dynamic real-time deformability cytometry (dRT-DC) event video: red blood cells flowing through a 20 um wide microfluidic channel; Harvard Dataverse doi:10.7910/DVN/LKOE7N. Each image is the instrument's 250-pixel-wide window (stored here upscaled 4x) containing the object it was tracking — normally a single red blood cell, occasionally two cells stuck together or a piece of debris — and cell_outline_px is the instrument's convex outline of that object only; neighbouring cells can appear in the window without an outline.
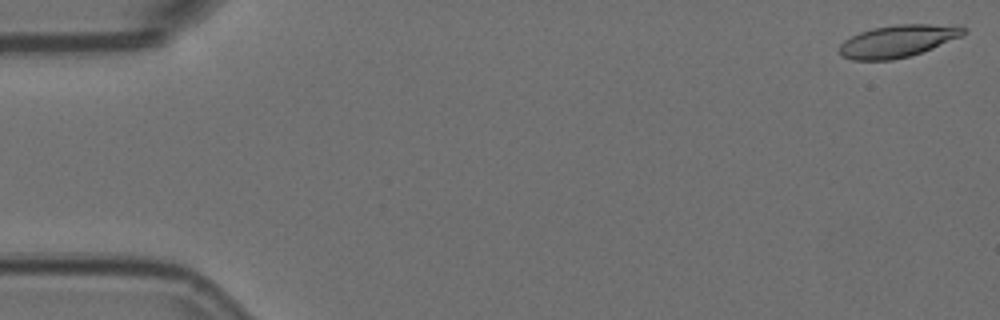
{"species": "Egyptian fruit bat (a non-hibernating species)", "species_latin": "Rousettus aegyptiacus", "temperature_condition": "room temperature", "stored_images_in_passage": 6, "camera_frame_rate_fps": 3000, "um_per_image_px": 0.085, "animal": {"sex": "female"}, "frame": {"image": 1, "passage_image": 1, "time_ms": 0.0, "image_size_px": [1000, 320], "cell_outline_px": [[968, 32], [964, 36], [932, 48], [908, 56], [892, 60], [852, 60], [840, 56], [840, 44], [844, 40], [860, 32], [872, 28], [896, 24], [960, 24], [968, 28]], "centroid_in_image_um": [76.39, 3.47], "position_along_channel_um": 8.6, "area_um2": 23.7}}
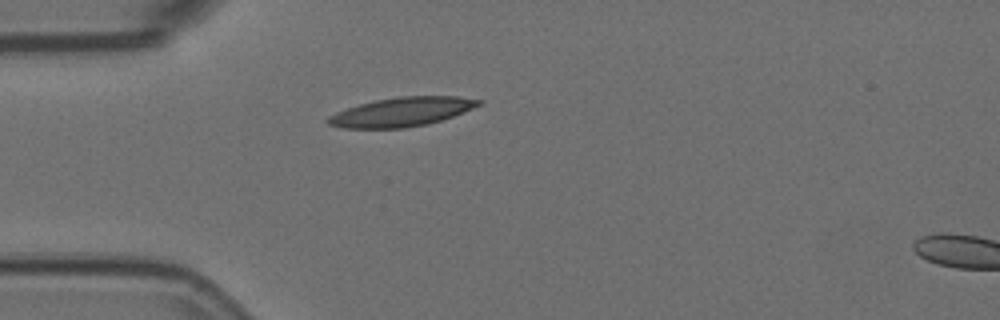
{"frame": {"image": 2, "passage_image": 5, "time_ms": 1.333, "image_size_px": [1000, 320], "cell_outline_px": [[484, 100], [480, 104], [464, 112], [428, 124], [404, 128], [344, 128], [328, 124], [324, 120], [328, 116], [336, 112], [360, 104], [376, 100], [396, 96], [460, 96]], "centroid_in_image_um": [34.14, 9.5], "position_along_channel_um": 50.9, "area_um2": 25.49}}